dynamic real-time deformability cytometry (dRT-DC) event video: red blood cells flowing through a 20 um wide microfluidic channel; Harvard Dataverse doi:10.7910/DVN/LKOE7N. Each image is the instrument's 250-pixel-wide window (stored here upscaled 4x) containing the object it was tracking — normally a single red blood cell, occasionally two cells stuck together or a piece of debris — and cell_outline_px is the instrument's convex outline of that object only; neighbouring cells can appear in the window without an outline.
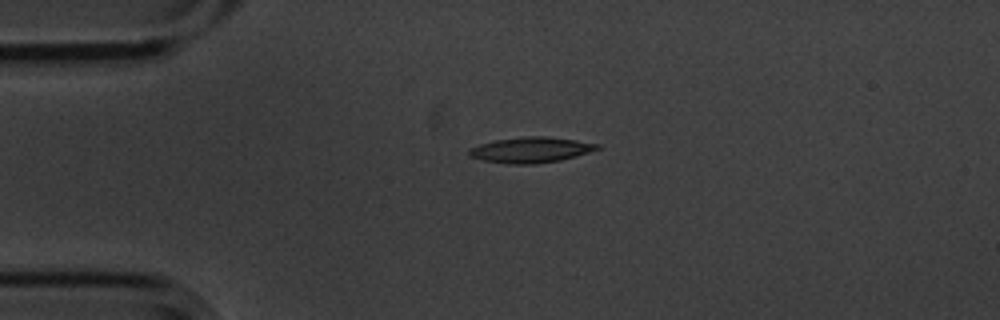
{"species": "common noctule bat (a hibernating species)", "species_latin": "Nyctalus noctula", "temperature_condition": "cold", "stored_images_in_passage": 2, "camera_frame_rate_fps": 3000, "um_per_image_px": 0.085, "animal": {"sex": "male", "body_mass_g": 20.1, "forearm_length_mm": 53.5}, "frame": {"image": 1, "passage_image": 1, "time_ms": 0.0, "image_size_px": [1000, 320], "cell_outline_px": [[600, 148], [588, 152], [560, 160], [536, 164], [508, 164], [484, 160], [468, 156], [468, 148], [480, 144], [496, 140], [524, 136], [544, 136], [576, 140], [600, 144]], "centroid_in_image_um": [45.09, 12.74], "position_along_channel_um": 39.9, "area_um2": 19.02}}